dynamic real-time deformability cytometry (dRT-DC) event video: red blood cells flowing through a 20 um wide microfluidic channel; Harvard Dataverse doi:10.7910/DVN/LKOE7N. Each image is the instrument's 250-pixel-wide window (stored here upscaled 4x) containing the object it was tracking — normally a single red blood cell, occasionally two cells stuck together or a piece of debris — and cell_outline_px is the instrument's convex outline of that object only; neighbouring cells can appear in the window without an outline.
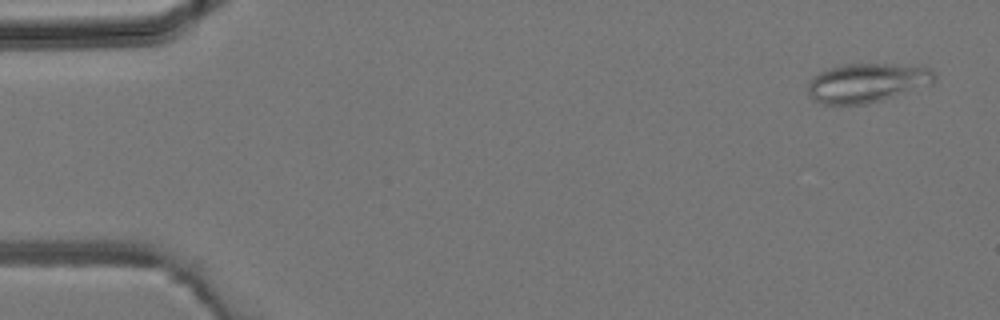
{"species": "common noctule bat (a hibernating species)", "species_latin": "Nyctalus noctula", "temperature_condition": "room temperature", "stored_images_in_passage": 41, "camera_frame_rate_fps": 3000, "um_per_image_px": 0.085, "animal": {"sex": "male", "body_mass_g": 19.2, "forearm_length_mm": 51.8}, "frame": {"image": 1, "passage_image": 1, "time_ms": 0.0, "image_size_px": [1000, 320], "cell_outline_px": [[936, 76], [932, 84], [868, 104], [824, 104], [812, 100], [808, 96], [808, 80], [812, 76], [828, 68], [840, 64], [896, 64], [932, 68]], "centroid_in_image_um": [73.65, 7.03], "position_along_channel_um": 11.3, "area_um2": 29.07}}
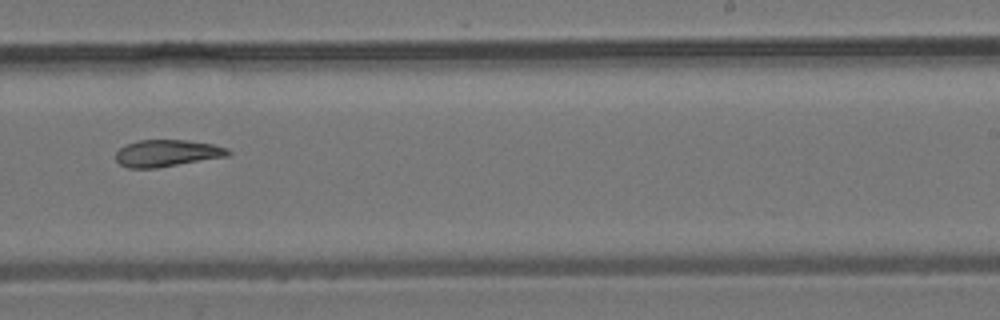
{"frame": {"image": 2, "passage_image": 25, "time_ms": 8.0, "image_size_px": [1000, 320], "cell_outline_px": [[232, 152], [228, 156], [156, 168], [128, 168], [120, 164], [116, 160], [116, 152], [120, 148], [128, 144], [140, 140], [188, 140], [212, 144], [228, 148]], "centroid_in_image_um": [14.21, 13.02], "position_along_channel_um": 274.8, "area_um2": 17.51}}
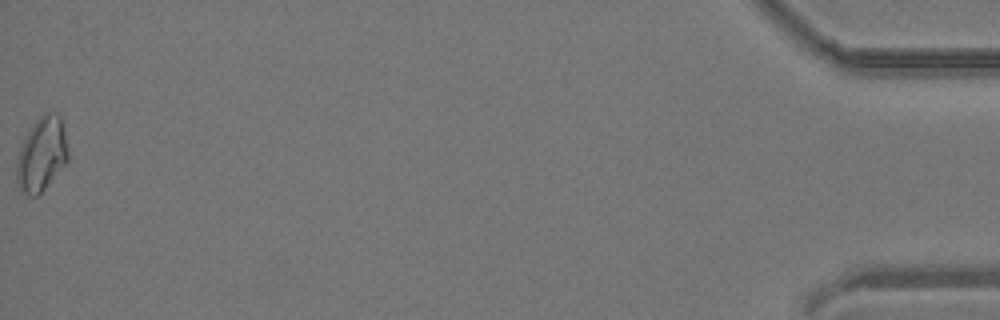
{"frame": {"image": 3, "passage_image": 41, "time_ms": 13.333, "image_size_px": [1000, 320], "cell_outline_px": [[68, 160], [44, 188], [36, 196], [28, 196], [20, 188], [16, 176], [16, 164], [20, 148], [28, 132], [36, 120], [44, 112], [48, 112], [60, 116], [64, 128], [68, 148]], "centroid_in_image_um": [3.55, 13.09], "position_along_channel_um": 431.7, "area_um2": 21.73}}